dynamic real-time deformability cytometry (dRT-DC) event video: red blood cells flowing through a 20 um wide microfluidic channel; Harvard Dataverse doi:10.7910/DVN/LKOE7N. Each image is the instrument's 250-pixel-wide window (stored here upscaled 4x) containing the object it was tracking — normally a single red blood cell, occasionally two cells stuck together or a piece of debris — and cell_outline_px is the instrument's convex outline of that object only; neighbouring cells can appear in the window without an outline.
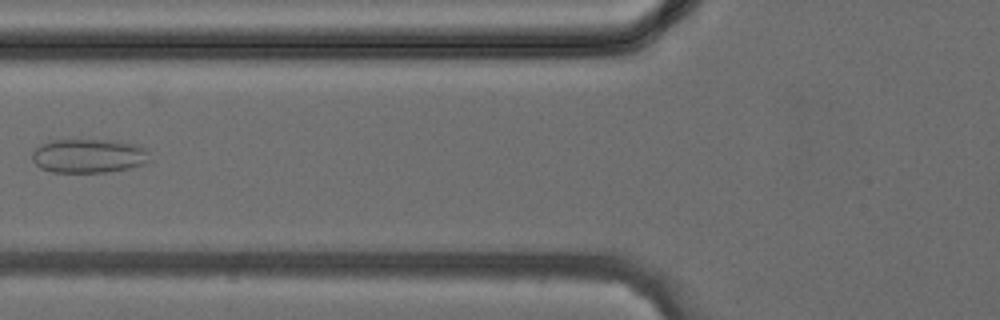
{"species": "common noctule bat (a hibernating species)", "species_latin": "Nyctalus noctula", "temperature_condition": "cold", "stored_images_in_passage": 38, "camera_frame_rate_fps": 3000, "um_per_image_px": 0.085, "animal": {"sex": "female", "body_mass_g": 24.6, "forearm_length_mm": 56.2}, "frame": {"image": 1, "passage_image": 15, "time_ms": 4.667, "image_size_px": [1000, 320], "cell_outline_px": [[148, 164], [128, 168], [104, 172], [52, 172], [40, 168], [32, 160], [32, 152], [40, 144], [52, 140], [108, 140], [136, 144], [144, 148], [148, 152]], "centroid_in_image_um": [7.52, 13.25], "position_along_channel_um": 118.3, "area_um2": 23.29}}
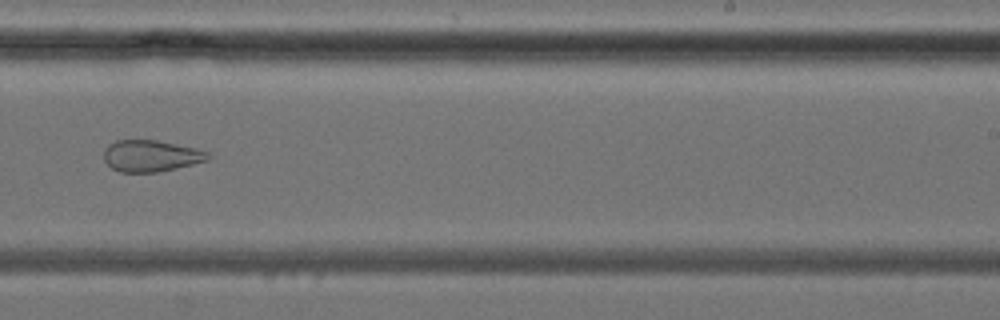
{"frame": {"image": 2, "passage_image": 24, "time_ms": 7.667, "image_size_px": [1000, 320], "cell_outline_px": [[212, 156], [208, 160], [176, 168], [156, 172], [120, 172], [112, 168], [104, 160], [104, 148], [108, 144], [116, 140], [156, 140], [196, 148], [208, 152]], "centroid_in_image_um": [12.82, 13.24], "position_along_channel_um": 276.2, "area_um2": 19.13}}
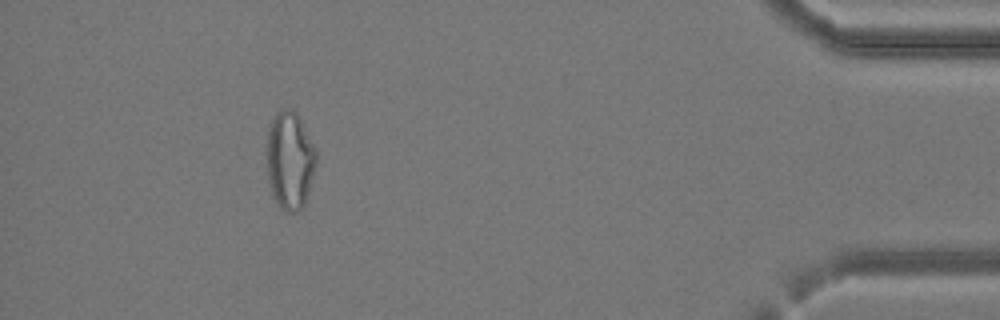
{"frame": {"image": 3, "passage_image": 35, "time_ms": 11.333, "image_size_px": [1000, 320], "cell_outline_px": [[316, 164], [308, 192], [304, 204], [296, 212], [284, 212], [280, 208], [272, 196], [268, 180], [268, 132], [272, 120], [276, 112], [280, 108], [292, 108], [296, 112], [316, 148]], "centroid_in_image_um": [24.64, 13.62], "position_along_channel_um": 410.6, "area_um2": 28.09}}